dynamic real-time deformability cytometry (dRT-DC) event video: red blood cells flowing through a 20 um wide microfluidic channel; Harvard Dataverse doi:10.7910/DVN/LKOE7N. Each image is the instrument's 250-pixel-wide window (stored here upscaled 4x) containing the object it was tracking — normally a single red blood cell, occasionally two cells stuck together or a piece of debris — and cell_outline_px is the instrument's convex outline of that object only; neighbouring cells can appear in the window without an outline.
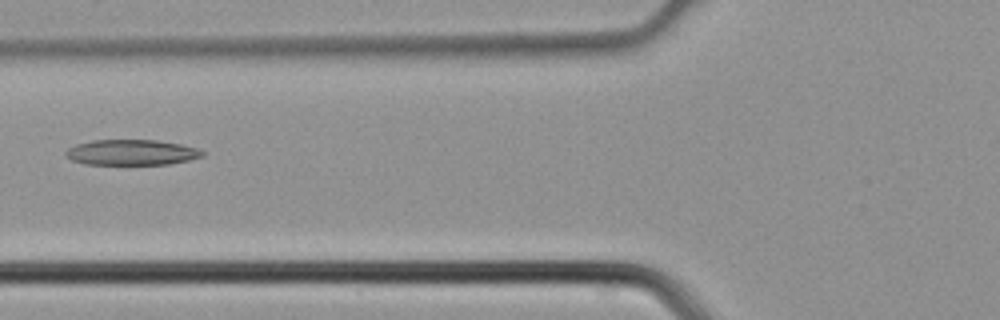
{"species": "common noctule bat (a hibernating species)", "species_latin": "Nyctalus noctula", "temperature_condition": "cold", "stored_images_in_passage": 5, "camera_frame_rate_fps": 3000, "um_per_image_px": 0.085, "animal": {"sex": "male", "body_mass_g": 21.5, "forearm_length_mm": 52.0}, "frame": {"image": 1, "passage_image": 5, "time_ms": 1.333, "image_size_px": [1000, 320], "cell_outline_px": [[204, 156], [188, 160], [168, 164], [84, 164], [72, 160], [64, 156], [64, 152], [68, 148], [76, 144], [92, 140], [156, 140], [180, 144], [196, 148], [204, 152]], "centroid_in_image_um": [11.14, 12.95], "position_along_channel_um": 114.7, "area_um2": 20.29}}